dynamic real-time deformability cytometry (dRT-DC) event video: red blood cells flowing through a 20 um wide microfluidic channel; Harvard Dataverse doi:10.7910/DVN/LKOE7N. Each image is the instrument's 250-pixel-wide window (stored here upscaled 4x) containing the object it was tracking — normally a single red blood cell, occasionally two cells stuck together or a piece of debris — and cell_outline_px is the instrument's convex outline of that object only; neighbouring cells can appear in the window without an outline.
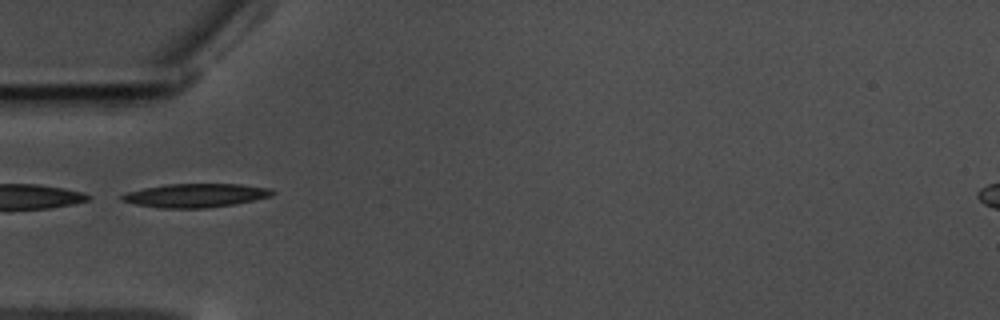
{"species": "common noctule bat (a hibernating species)", "species_latin": "Nyctalus noctula", "temperature_condition": "warm", "stored_images_in_passage": 39, "camera_frame_rate_fps": 3000, "um_per_image_px": 0.085, "animal": {"sex": "male", "body_mass_g": 17.5, "forearm_length_mm": 52.3}, "frame": {"image": 1, "passage_image": 1, "time_ms": 0.0, "image_size_px": [1000, 320], "cell_outline_px": [[276, 192], [272, 196], [232, 204], [204, 208], [160, 208], [136, 204], [120, 200], [120, 196], [128, 192], [144, 188], [164, 184], [240, 184], [272, 188]], "centroid_in_image_um": [16.63, 16.6], "position_along_channel_um": 68.4, "area_um2": 20.69}, "authors_computed_cell_mechanics": {"area_um2": 19.8832, "velocity_mm_per_s": 3.5199, "shape_relaxation_time_tau1_ms": 8.1391, "shape_relaxation_time_tau2_ms": 2.9868, "deformation_change_tau1": 0.2297, "deformation_change_tau2": 0.1254}}